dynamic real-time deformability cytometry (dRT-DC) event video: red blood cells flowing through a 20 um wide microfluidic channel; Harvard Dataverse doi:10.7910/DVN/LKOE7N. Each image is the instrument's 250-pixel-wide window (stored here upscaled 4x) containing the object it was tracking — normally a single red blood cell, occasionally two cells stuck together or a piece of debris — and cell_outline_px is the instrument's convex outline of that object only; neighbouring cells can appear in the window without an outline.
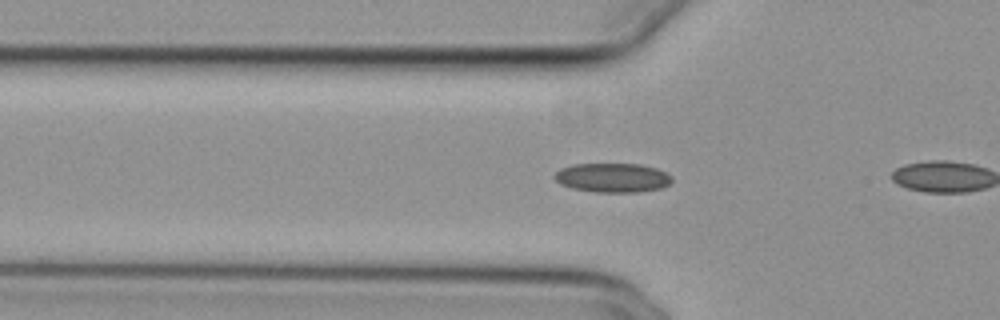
{"species": "common noctule bat (a hibernating species)", "species_latin": "Nyctalus noctula", "temperature_condition": "cold", "stored_images_in_passage": 6, "camera_frame_rate_fps": 3000, "um_per_image_px": 0.085, "animal": {"sex": "female", "body_mass_g": 29.2, "forearm_length_mm": 56.3}, "frame": {"image": 1, "passage_image": 5, "time_ms": 1.333, "image_size_px": [1000, 320], "cell_outline_px": [[672, 180], [668, 184], [660, 188], [636, 192], [596, 192], [572, 188], [560, 184], [552, 176], [560, 168], [572, 164], [640, 164], [656, 168], [668, 172], [672, 176]], "centroid_in_image_um": [52.05, 15.09], "position_along_channel_um": 73.7, "area_um2": 20.06}}